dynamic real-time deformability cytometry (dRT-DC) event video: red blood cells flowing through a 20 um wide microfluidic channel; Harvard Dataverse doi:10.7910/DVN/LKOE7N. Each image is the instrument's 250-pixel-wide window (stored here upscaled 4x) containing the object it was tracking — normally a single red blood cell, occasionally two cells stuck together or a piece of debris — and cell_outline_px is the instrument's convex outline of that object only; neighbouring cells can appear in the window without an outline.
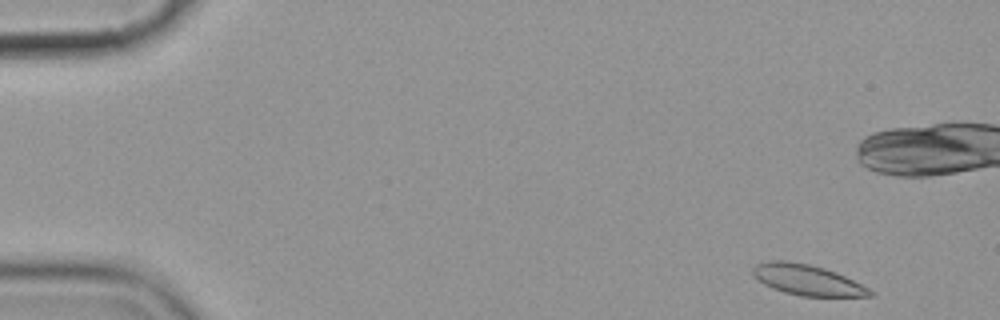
{"species": "common noctule bat (a hibernating species)", "species_latin": "Nyctalus noctula", "temperature_condition": "cold", "stored_images_in_passage": 4, "camera_frame_rate_fps": 3000, "um_per_image_px": 0.085, "animal": {"sex": "female", "body_mass_g": 19.9}, "frame": {"image": 1, "passage_image": 1, "time_ms": 0.0, "image_size_px": [1000, 320], "cell_outline_px": [[876, 292], [872, 296], [800, 296], [784, 292], [772, 288], [764, 284], [752, 276], [752, 268], [756, 264], [768, 260], [784, 260], [808, 264], [824, 268], [836, 272]], "centroid_in_image_um": [68.57, 23.79], "position_along_channel_um": 16.4, "area_um2": 20.87}}